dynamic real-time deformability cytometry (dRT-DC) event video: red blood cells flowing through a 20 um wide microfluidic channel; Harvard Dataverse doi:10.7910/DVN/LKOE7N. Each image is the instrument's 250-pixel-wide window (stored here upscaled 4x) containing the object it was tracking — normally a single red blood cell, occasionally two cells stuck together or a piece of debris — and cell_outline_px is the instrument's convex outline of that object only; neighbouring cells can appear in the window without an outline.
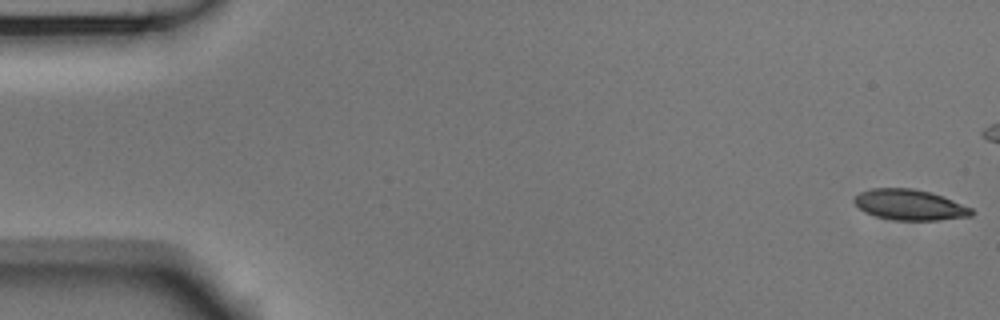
{"species": "Egyptian fruit bat (a non-hibernating species)", "species_latin": "Rousettus aegyptiacus", "temperature_condition": "room temperature", "stored_images_in_passage": 44, "camera_frame_rate_fps": 3000, "um_per_image_px": 0.085, "animal": {"sex": "male"}, "frame": {"image": 1, "passage_image": 1, "time_ms": 0.0, "image_size_px": [1000, 320], "cell_outline_px": [[976, 212], [972, 216], [940, 220], [892, 220], [876, 216], [864, 212], [852, 200], [860, 192], [872, 188], [912, 188], [928, 192], [952, 200], [972, 208]], "centroid_in_image_um": [77.33, 17.42], "position_along_channel_um": 7.7, "area_um2": 20.87}}
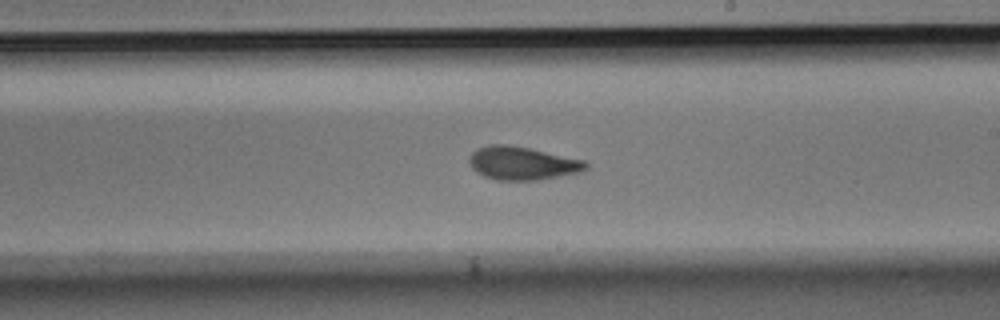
{"frame": {"image": 2, "passage_image": 31, "time_ms": 10.0, "image_size_px": [1000, 320], "cell_outline_px": [[588, 168], [580, 172], [540, 180], [496, 180], [484, 176], [476, 172], [472, 168], [468, 160], [472, 152], [480, 148], [492, 144], [508, 144], [532, 148], [584, 160], [588, 164]], "centroid_in_image_um": [44.41, 13.87], "position_along_channel_um": 244.6, "area_um2": 22.72}}
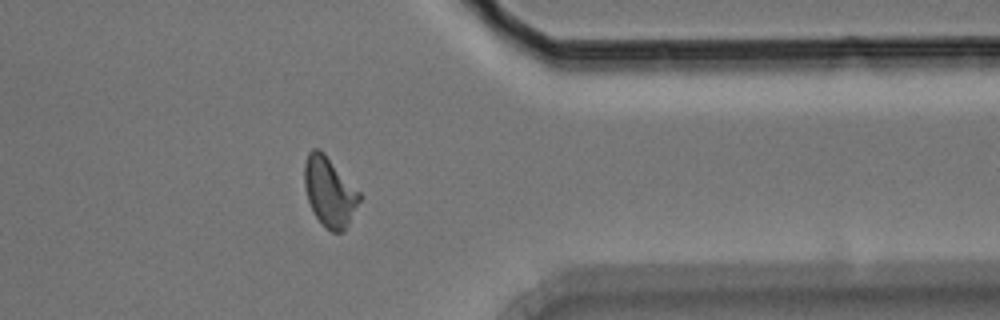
{"frame": {"image": 3, "passage_image": 43, "time_ms": 14.0, "image_size_px": [1000, 320], "cell_outline_px": [[360, 200], [344, 232], [332, 232], [324, 228], [320, 224], [308, 200], [304, 184], [304, 164], [308, 152], [312, 148], [320, 148], [324, 152], [360, 192]], "centroid_in_image_um": [27.99, 16.29], "position_along_channel_um": 383.4, "area_um2": 22.31}}